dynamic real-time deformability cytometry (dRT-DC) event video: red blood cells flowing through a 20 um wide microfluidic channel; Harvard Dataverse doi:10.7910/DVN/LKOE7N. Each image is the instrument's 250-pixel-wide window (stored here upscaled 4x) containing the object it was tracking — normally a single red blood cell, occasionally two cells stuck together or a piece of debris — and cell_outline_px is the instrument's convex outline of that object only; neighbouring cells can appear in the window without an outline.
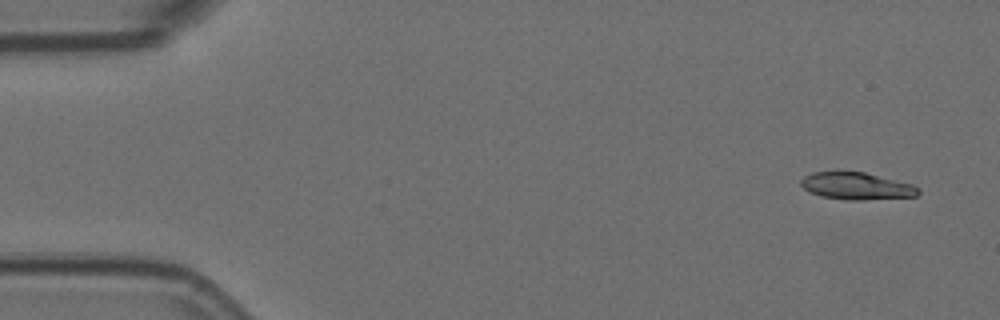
{"species": "Egyptian fruit bat (a non-hibernating species)", "species_latin": "Rousettus aegyptiacus", "temperature_condition": "room temperature", "stored_images_in_passage": 4, "camera_frame_rate_fps": 3000, "um_per_image_px": 0.085, "animal": {"sex": "female"}, "frame": {"image": 1, "passage_image": 1, "time_ms": 0.0, "image_size_px": [1000, 320], "cell_outline_px": [[920, 192], [916, 196], [864, 200], [844, 200], [820, 196], [804, 188], [800, 184], [800, 180], [804, 176], [812, 172], [864, 172], [912, 184], [920, 188]], "centroid_in_image_um": [72.81, 15.82], "position_along_channel_um": 12.2, "area_um2": 18.5}}
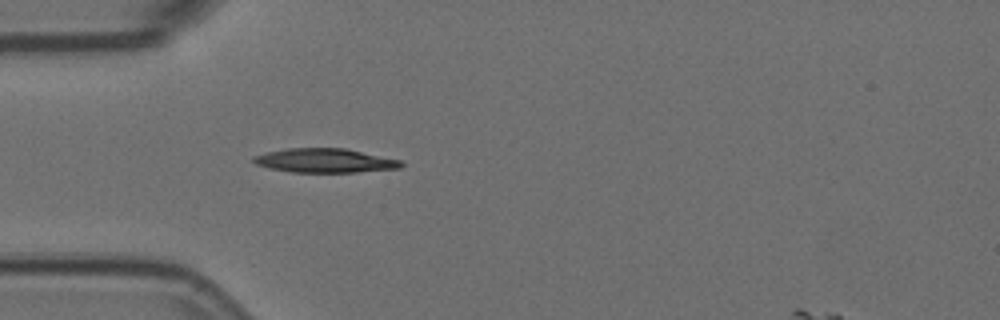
{"frame": {"image": 2, "passage_image": 4, "time_ms": 1.0, "image_size_px": [1000, 320], "cell_outline_px": [[404, 164], [400, 168], [356, 172], [292, 172], [268, 168], [256, 164], [252, 160], [252, 156], [268, 152], [288, 148], [344, 148], [400, 160]], "centroid_in_image_um": [27.58, 13.65], "position_along_channel_um": 57.4, "area_um2": 20.58}}